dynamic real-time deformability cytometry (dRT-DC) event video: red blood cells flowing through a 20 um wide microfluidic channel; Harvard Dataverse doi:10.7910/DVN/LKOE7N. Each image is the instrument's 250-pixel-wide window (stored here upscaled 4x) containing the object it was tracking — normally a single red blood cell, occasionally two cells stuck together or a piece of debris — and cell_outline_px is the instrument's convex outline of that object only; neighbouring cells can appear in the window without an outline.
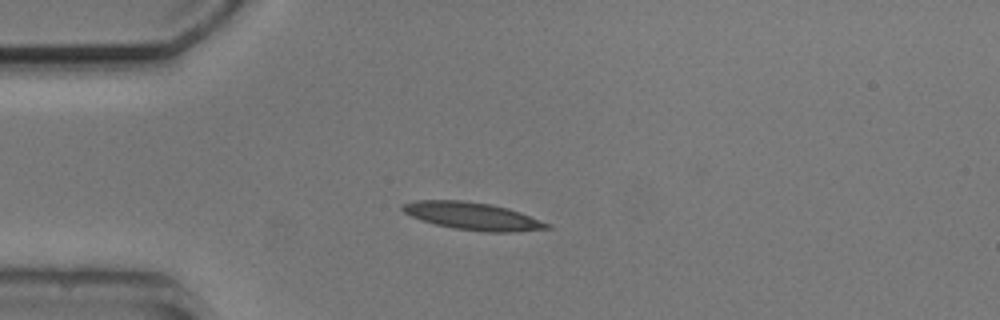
{"species": "common noctule bat (a hibernating species)", "species_latin": "Nyctalus noctula", "temperature_condition": "cold", "stored_images_in_passage": 6, "camera_frame_rate_fps": 3000, "um_per_image_px": 0.085, "animal": {"sex": "male", "body_mass_g": 20.5, "forearm_length_mm": 52.5}, "frame": {"image": 1, "passage_image": 3, "time_ms": 2.333, "image_size_px": [1000, 320], "cell_outline_px": [[552, 228], [512, 232], [488, 232], [456, 228], [436, 224], [412, 216], [404, 212], [400, 208], [404, 204], [416, 200], [460, 200], [492, 204], [508, 208], [520, 212], [552, 224]], "centroid_in_image_um": [40.23, 18.36], "position_along_channel_um": 44.8, "area_um2": 22.95}}
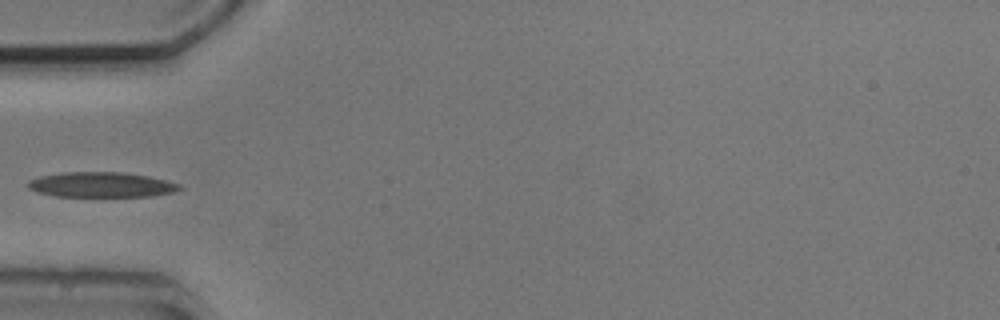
{"frame": {"image": 2, "passage_image": 4, "time_ms": 3.667, "image_size_px": [1000, 320], "cell_outline_px": [[180, 188], [172, 192], [152, 196], [56, 196], [36, 192], [28, 188], [28, 180], [40, 176], [64, 172], [124, 172], [148, 176], [180, 184]], "centroid_in_image_um": [8.56, 15.69], "position_along_channel_um": 76.4, "area_um2": 22.02}}